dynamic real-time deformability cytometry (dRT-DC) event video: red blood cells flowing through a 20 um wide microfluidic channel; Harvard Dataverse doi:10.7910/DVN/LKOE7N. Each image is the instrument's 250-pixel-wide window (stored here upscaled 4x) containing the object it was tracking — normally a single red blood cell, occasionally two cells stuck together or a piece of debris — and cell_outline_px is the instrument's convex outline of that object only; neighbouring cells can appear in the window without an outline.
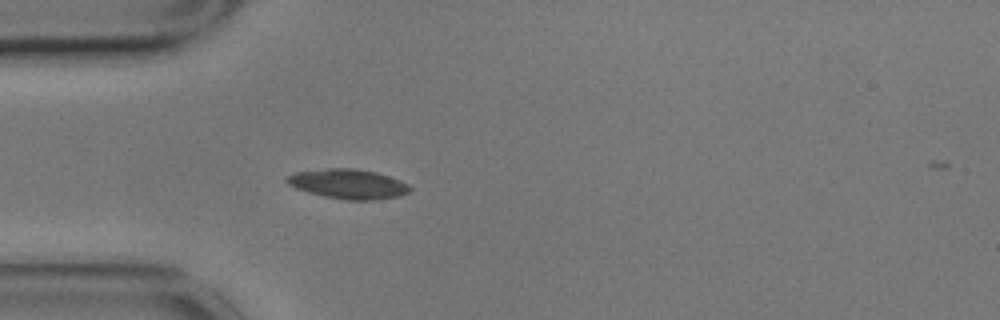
{"species": "common noctule bat (a hibernating species)", "species_latin": "Nyctalus noctula", "temperature_condition": "cold", "stored_images_in_passage": 42, "camera_frame_rate_fps": 3000, "um_per_image_px": 0.085, "animal": {"sex": "male", "body_mass_g": 17.9}, "frame": {"image": 1, "passage_image": 1, "time_ms": 0.0, "image_size_px": [1000, 320], "cell_outline_px": [[412, 188], [408, 192], [400, 196], [372, 200], [348, 200], [324, 196], [308, 192], [296, 188], [288, 184], [284, 180], [288, 176], [296, 172], [328, 168], [356, 168], [376, 172], [400, 180], [408, 184]], "centroid_in_image_um": [29.6, 15.63], "position_along_channel_um": 55.4, "area_um2": 21.21}}
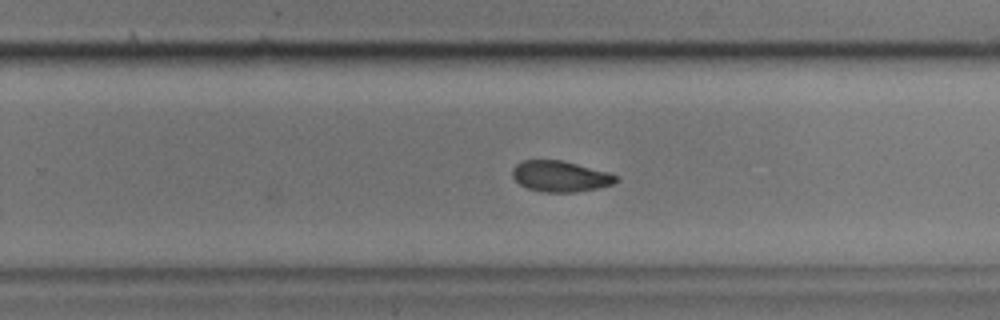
{"frame": {"image": 2, "passage_image": 21, "time_ms": 6.667, "image_size_px": [1000, 320], "cell_outline_px": [[620, 180], [612, 184], [596, 188], [576, 192], [544, 192], [528, 188], [520, 184], [512, 176], [512, 168], [520, 160], [560, 160], [608, 172], [620, 176]], "centroid_in_image_um": [47.62, 14.98], "position_along_channel_um": 282.2, "area_um2": 18.61}}
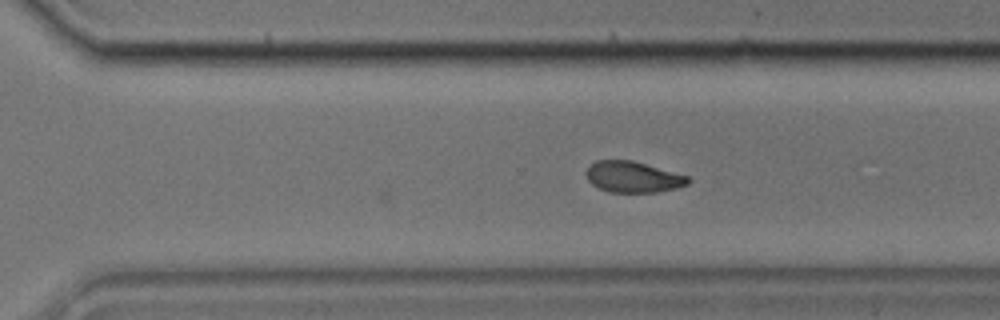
{"frame": {"image": 3, "passage_image": 24, "time_ms": 7.667, "image_size_px": [1000, 320], "cell_outline_px": [[692, 180], [688, 184], [676, 188], [656, 192], [608, 192], [592, 184], [588, 180], [588, 168], [596, 160], [632, 160], [688, 176]], "centroid_in_image_um": [53.84, 15.04], "position_along_channel_um": 316.8, "area_um2": 18.21}, "authors_computed_cell_mechanics": {"area_um2": 19.3052, "velocity_mm_per_s": 3.4669, "shape_relaxation_time_tau1_ms": null, "shape_relaxation_time_tau2_ms": 4.5896, "deformation_change_tau1": null, "deformation_change_tau2": 0.0857}}